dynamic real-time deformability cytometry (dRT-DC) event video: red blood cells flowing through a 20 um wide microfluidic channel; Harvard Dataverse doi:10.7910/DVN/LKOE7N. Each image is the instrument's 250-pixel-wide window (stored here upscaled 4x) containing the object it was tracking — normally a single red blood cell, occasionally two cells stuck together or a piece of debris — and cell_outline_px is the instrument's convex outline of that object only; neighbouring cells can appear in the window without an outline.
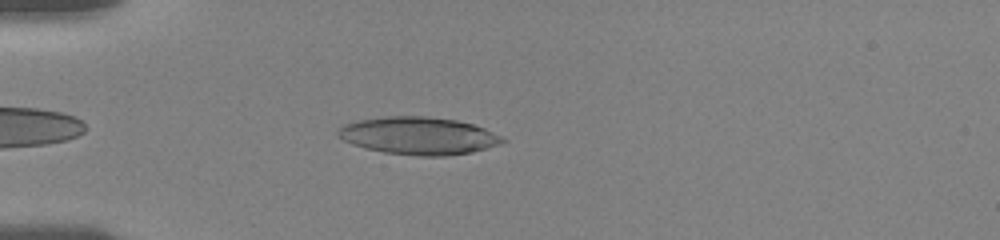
{"species": "human", "species_latin": "Homo sapiens", "temperature_condition": "room temperature", "stored_images_in_passage": 27, "camera_frame_rate_fps": 3000, "um_per_image_px": 0.085, "donor": {"sex": "female"}, "frame": {"image": 1, "passage_image": 3, "time_ms": 1.667, "image_size_px": [1000, 240], "cell_outline_px": [[508, 140], [500, 144], [472, 152], [448, 156], [420, 156], [384, 152], [364, 148], [352, 144], [336, 136], [336, 132], [344, 124], [360, 120], [384, 116], [428, 116], [456, 120], [472, 124], [484, 128]], "centroid_in_image_um": [35.56, 11.54], "position_along_channel_um": 49.4, "area_um2": 36.01}}
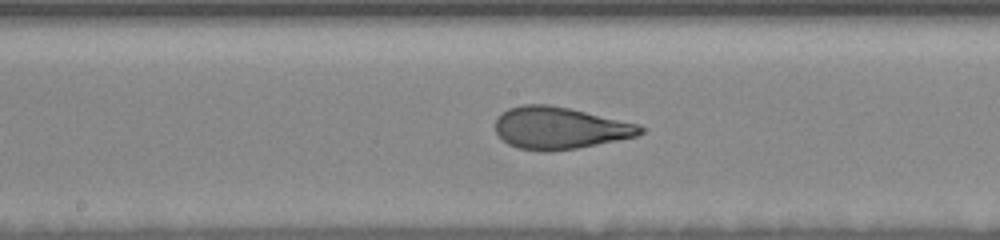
{"frame": {"image": 2, "passage_image": 14, "time_ms": 6.333, "image_size_px": [1000, 240], "cell_outline_px": [[644, 132], [636, 136], [576, 148], [548, 152], [544, 152], [520, 148], [508, 144], [496, 132], [496, 116], [500, 112], [508, 108], [524, 104], [548, 104], [568, 108], [636, 124], [644, 128]], "centroid_in_image_um": [47.51, 10.88], "position_along_channel_um": 200.7, "area_um2": 35.14}}
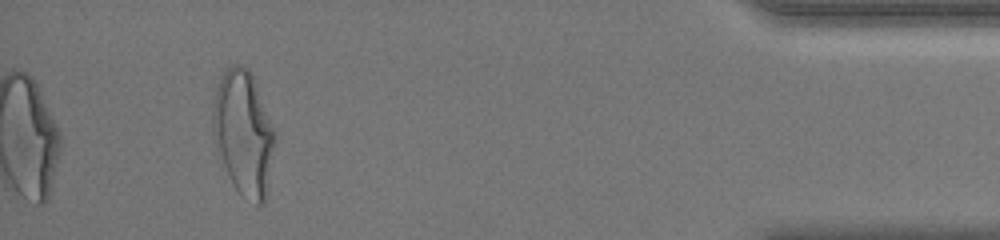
{"frame": {"image": 3, "passage_image": 27, "time_ms": 13.667, "image_size_px": [1000, 240], "cell_outline_px": [[276, 140], [264, 200], [260, 204], [256, 204], [240, 192], [232, 184], [212, 136], [212, 104], [216, 88], [220, 76], [232, 64], [236, 64], [248, 68], [252, 72], [276, 132]], "centroid_in_image_um": [20.69, 11.21], "position_along_channel_um": 414.5, "area_um2": 44.85}, "authors_computed_cell_mechanics": {"area_um2": 36.0094, "velocity_mm_per_s": 3.6419, "shape_relaxation_time_tau1_ms": 4.4056, "shape_relaxation_time_tau2_ms": 1.2661, "deformation_change_tau1": 0.1867, "deformation_change_tau2": 0.0952}}